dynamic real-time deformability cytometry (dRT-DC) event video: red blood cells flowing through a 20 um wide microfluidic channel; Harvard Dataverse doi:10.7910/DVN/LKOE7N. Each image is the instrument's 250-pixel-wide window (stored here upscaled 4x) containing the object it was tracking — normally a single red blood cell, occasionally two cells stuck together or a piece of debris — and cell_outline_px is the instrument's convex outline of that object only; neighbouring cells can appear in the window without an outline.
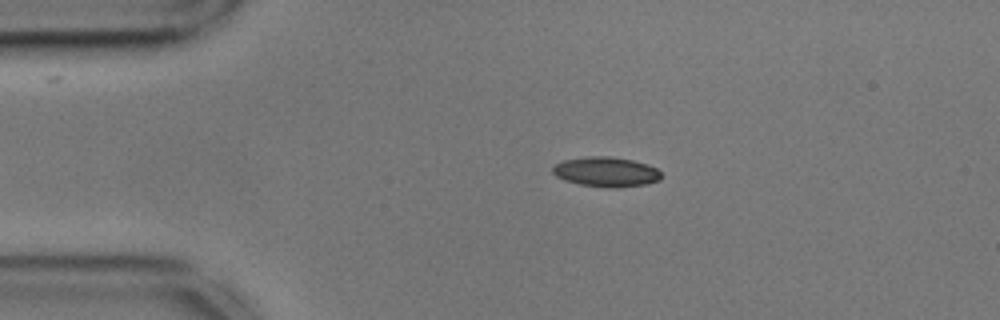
{"species": "common noctule bat (a hibernating species)", "species_latin": "Nyctalus noctula", "temperature_condition": "cold", "stored_images_in_passage": 46, "camera_frame_rate_fps": 3000, "um_per_image_px": 0.085, "animal": {"sex": "male", "body_mass_g": 17.9, "forearm_length_mm": 54.2}, "frame": {"image": 1, "passage_image": 8, "time_ms": 2.333, "image_size_px": [1000, 320], "cell_outline_px": [[660, 180], [644, 184], [620, 188], [608, 188], [580, 184], [564, 180], [556, 176], [552, 172], [552, 168], [556, 164], [564, 160], [588, 156], [608, 156], [632, 160], [648, 164], [656, 168], [660, 172]], "centroid_in_image_um": [51.51, 14.61], "position_along_channel_um": 33.5, "area_um2": 18.84}}
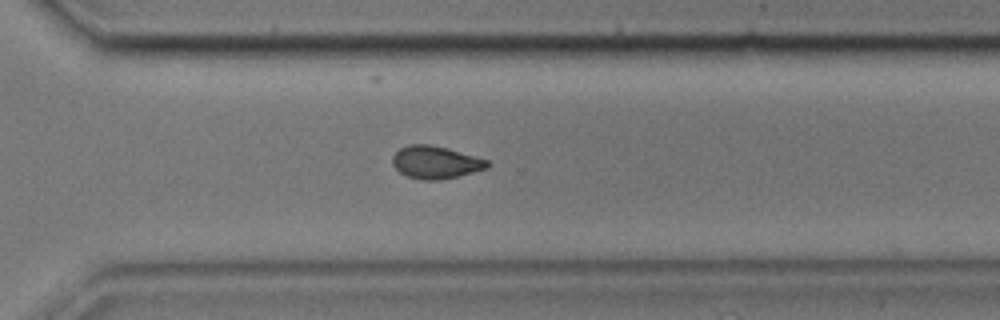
{"frame": {"image": 2, "passage_image": 36, "time_ms": 11.667, "image_size_px": [1000, 320], "cell_outline_px": [[488, 168], [460, 176], [436, 180], [420, 180], [408, 176], [400, 172], [392, 164], [392, 156], [400, 148], [408, 144], [428, 144], [448, 148], [488, 160]], "centroid_in_image_um": [37.01, 13.79], "position_along_channel_um": 333.6, "area_um2": 18.03}}
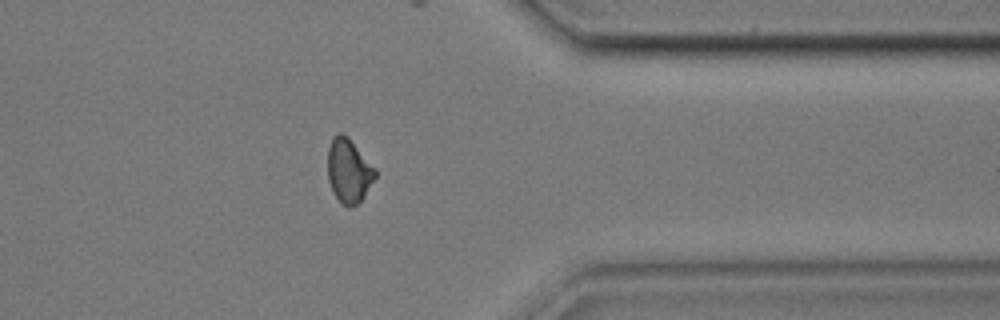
{"frame": {"image": 3, "passage_image": 41, "time_ms": 13.333, "image_size_px": [1000, 320], "cell_outline_px": [[376, 176], [364, 196], [356, 204], [348, 208], [332, 192], [328, 180], [328, 148], [332, 136], [336, 132], [340, 132], [348, 136], [376, 168]], "centroid_in_image_um": [29.63, 14.47], "position_along_channel_um": 381.8, "area_um2": 17.8}, "authors_computed_cell_mechanics": {"area_um2": 18.3804, "velocity_mm_per_s": 3.5929, "shape_relaxation_time_tau1_ms": 7.0949, "shape_relaxation_time_tau2_ms": 4.9237, "deformation_change_tau1": 0.1376, "deformation_change_tau2": 0.0852}}